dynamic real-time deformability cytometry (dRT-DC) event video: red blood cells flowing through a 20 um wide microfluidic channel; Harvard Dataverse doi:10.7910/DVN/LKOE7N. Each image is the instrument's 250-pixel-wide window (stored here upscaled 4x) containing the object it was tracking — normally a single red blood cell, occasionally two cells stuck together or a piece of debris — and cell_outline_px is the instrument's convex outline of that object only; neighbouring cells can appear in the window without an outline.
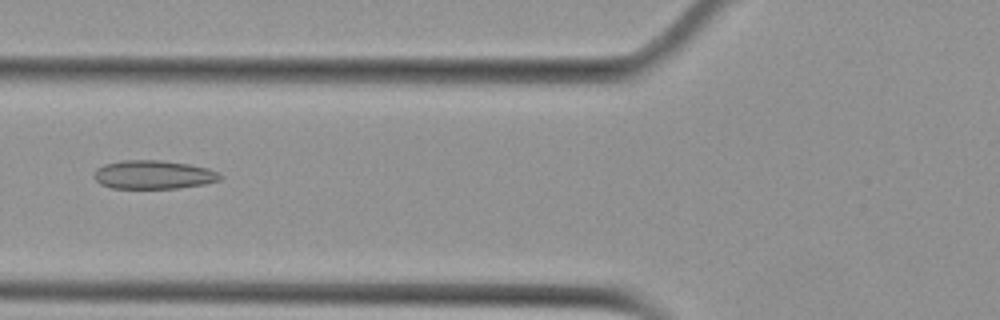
{"species": "Egyptian fruit bat (a non-hibernating species)", "species_latin": "Rousettus aegyptiacus", "temperature_condition": "cold", "stored_images_in_passage": 54, "camera_frame_rate_fps": 3000, "um_per_image_px": 0.085, "animal": {"sex": "female"}, "frame": {"image": 1, "passage_image": 21, "time_ms": 6.667, "image_size_px": [1000, 320], "cell_outline_px": [[224, 176], [220, 180], [204, 184], [176, 188], [112, 188], [100, 184], [92, 176], [92, 172], [96, 168], [104, 164], [120, 160], [160, 160], [188, 164], [208, 168]], "centroid_in_image_um": [12.99, 14.84], "position_along_channel_um": 112.8, "area_um2": 21.15}}
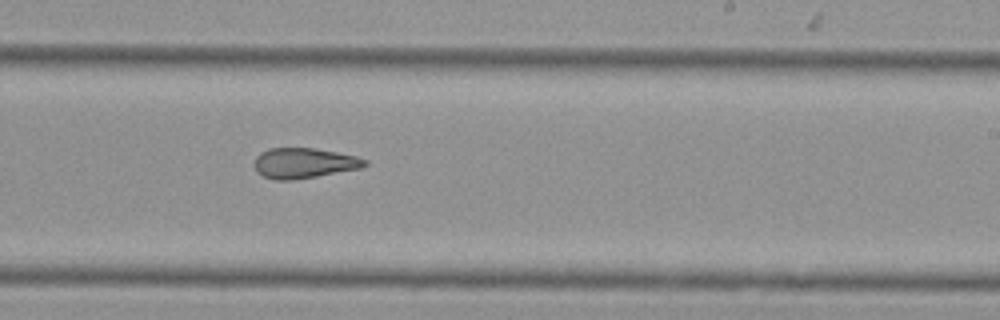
{"frame": {"image": 2, "passage_image": 33, "time_ms": 10.667, "image_size_px": [1000, 320], "cell_outline_px": [[368, 164], [360, 168], [316, 176], [292, 180], [276, 180], [264, 176], [256, 172], [256, 156], [260, 152], [268, 148], [312, 148], [336, 152], [356, 156], [368, 160]], "centroid_in_image_um": [25.84, 13.85], "position_along_channel_um": 263.2, "area_um2": 19.31}}
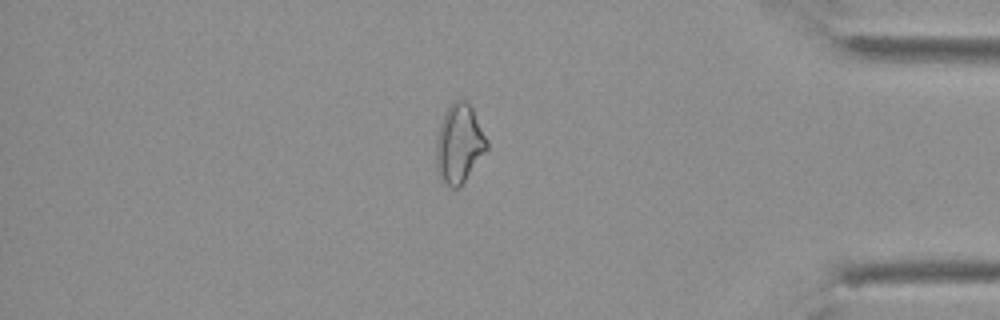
{"frame": {"image": 3, "passage_image": 46, "time_ms": 15.0, "image_size_px": [1000, 320], "cell_outline_px": [[488, 148], [460, 188], [452, 188], [444, 184], [440, 180], [436, 168], [436, 140], [440, 124], [444, 112], [452, 100], [464, 100], [472, 108], [488, 140]], "centroid_in_image_um": [39.01, 12.24], "position_along_channel_um": 396.2, "area_um2": 23.52}, "authors_computed_cell_mechanics": {"area_um2": 22.6865, "velocity_mm_per_s": 3.7684, "shape_relaxation_time_tau1_ms": null, "shape_relaxation_time_tau2_ms": 3.3897, "deformation_change_tau1": null, "deformation_change_tau2": 0.1136}}